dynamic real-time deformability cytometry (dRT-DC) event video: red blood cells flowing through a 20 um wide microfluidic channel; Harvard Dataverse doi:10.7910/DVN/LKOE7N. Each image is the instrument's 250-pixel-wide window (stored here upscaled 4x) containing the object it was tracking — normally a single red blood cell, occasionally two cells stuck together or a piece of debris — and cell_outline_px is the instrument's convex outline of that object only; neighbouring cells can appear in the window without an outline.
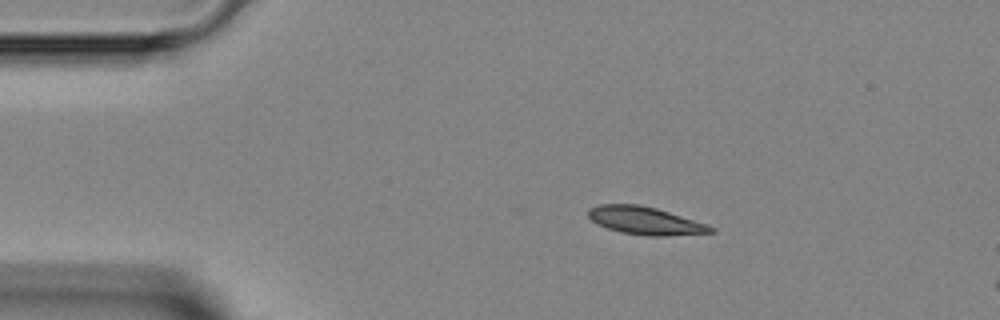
{"species": "Egyptian fruit bat (a non-hibernating species)", "species_latin": "Rousettus aegyptiacus", "temperature_condition": "room temperature", "stored_images_in_passage": 3, "camera_frame_rate_fps": 3000, "um_per_image_px": 0.085, "animal": {"sex": "female"}, "frame": {"image": 1, "passage_image": 1, "time_ms": 0.0, "image_size_px": [1000, 320], "cell_outline_px": [[716, 232], [664, 236], [644, 236], [620, 232], [596, 224], [588, 216], [588, 208], [600, 204], [640, 204], [656, 208], [708, 224], [716, 228]], "centroid_in_image_um": [54.85, 18.76], "position_along_channel_um": 30.2, "area_um2": 20.0}}